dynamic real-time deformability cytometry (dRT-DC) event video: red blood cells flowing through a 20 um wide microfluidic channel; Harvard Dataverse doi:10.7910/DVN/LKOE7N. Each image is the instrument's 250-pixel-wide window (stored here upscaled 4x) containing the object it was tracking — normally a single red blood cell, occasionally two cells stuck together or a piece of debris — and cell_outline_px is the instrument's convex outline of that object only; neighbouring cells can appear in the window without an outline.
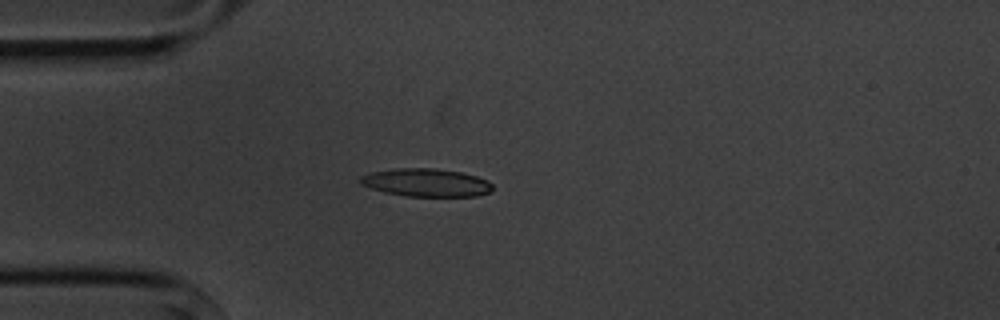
{"species": "common noctule bat (a hibernating species)", "species_latin": "Nyctalus noctula", "temperature_condition": "cold", "stored_images_in_passage": 4, "camera_frame_rate_fps": 3000, "um_per_image_px": 0.085, "animal": {"sex": "male", "body_mass_g": 20.1, "forearm_length_mm": 53.5}, "frame": {"image": 1, "passage_image": 3, "time_ms": 3.333, "image_size_px": [1000, 320], "cell_outline_px": [[492, 188], [488, 192], [476, 196], [404, 196], [384, 192], [360, 184], [360, 176], [372, 172], [396, 168], [436, 168], [460, 172], [476, 176], [488, 180], [492, 184]], "centroid_in_image_um": [36.21, 15.52], "position_along_channel_um": 48.8, "area_um2": 21.5}}